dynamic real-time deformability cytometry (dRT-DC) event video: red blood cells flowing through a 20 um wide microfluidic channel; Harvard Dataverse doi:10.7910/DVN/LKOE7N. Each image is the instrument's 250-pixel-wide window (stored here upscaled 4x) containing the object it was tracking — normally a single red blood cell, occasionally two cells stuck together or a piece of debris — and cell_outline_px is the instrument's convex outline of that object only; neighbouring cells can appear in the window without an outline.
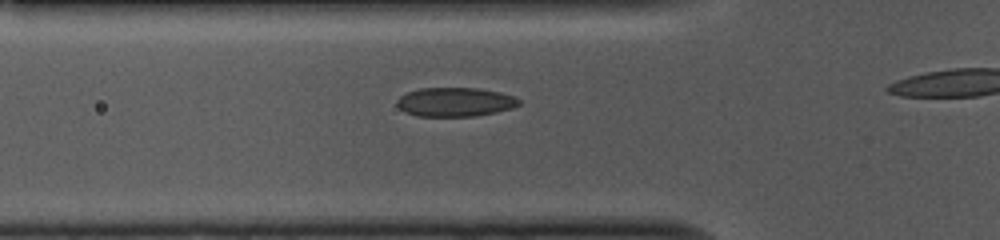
{"species": "common noctule bat (a hibernating species)", "species_latin": "Nyctalus noctula", "temperature_condition": "cold", "stored_images_in_passage": 13, "camera_frame_rate_fps": 3000, "um_per_image_px": 0.085, "animal": {"sex": "female", "body_mass_g": 10.0, "forearm_length_mm": 53.1}, "frame": {"image": 1, "passage_image": 8, "time_ms": 2.333, "image_size_px": [1000, 240], "cell_outline_px": [[520, 104], [512, 108], [496, 112], [472, 116], [416, 116], [400, 108], [396, 104], [396, 100], [400, 96], [408, 92], [420, 88], [476, 88], [500, 92], [512, 96], [520, 100]], "centroid_in_image_um": [38.67, 8.67], "position_along_channel_um": 87.1, "area_um2": 20.46}}
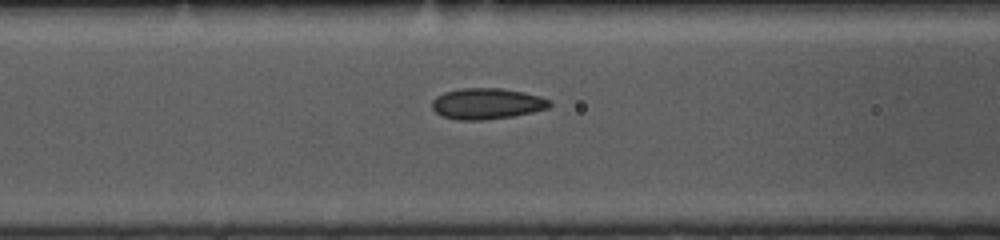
{"frame": {"image": 2, "passage_image": 11, "time_ms": 3.333, "image_size_px": [1000, 240], "cell_outline_px": [[552, 104], [548, 108], [532, 112], [512, 116], [484, 120], [460, 120], [444, 116], [436, 112], [432, 108], [432, 100], [436, 96], [444, 92], [460, 88], [500, 88], [524, 92], [540, 96], [552, 100]], "centroid_in_image_um": [41.4, 8.8], "position_along_channel_um": 125.2, "area_um2": 21.27}}